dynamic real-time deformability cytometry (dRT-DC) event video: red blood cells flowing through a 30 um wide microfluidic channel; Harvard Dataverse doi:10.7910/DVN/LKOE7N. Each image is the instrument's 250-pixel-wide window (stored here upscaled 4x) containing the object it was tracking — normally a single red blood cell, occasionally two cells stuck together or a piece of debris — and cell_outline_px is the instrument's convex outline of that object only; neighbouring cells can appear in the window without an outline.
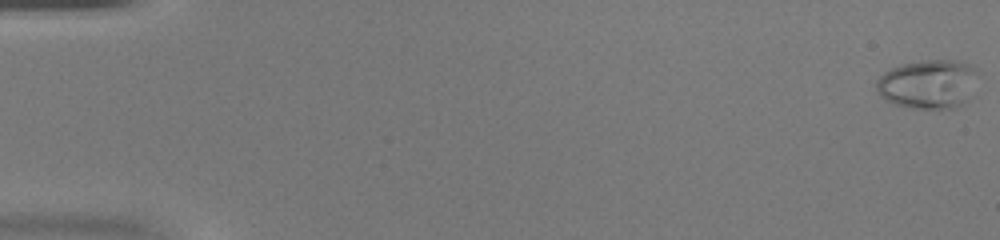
{"species": "common noctule bat (a hibernating species)", "species_latin": "Nyctalus noctula", "temperature_condition": "warm", "stored_images_in_passage": 48, "camera_frame_rate_fps": 3000, "um_per_image_px": 0.085, "animal": {"sex": "female", "body_mass_g": 20.0, "forearm_length_mm": 54.0}, "frame": {"image": 1, "passage_image": 1, "time_ms": 0.0, "image_size_px": [1000, 240], "cell_outline_px": [[972, 72], [964, 104], [956, 108], [912, 108], [896, 104], [880, 96], [876, 88], [876, 80], [884, 72], [900, 64], [920, 60], [960, 60], [968, 64], [972, 68]], "centroid_in_image_um": [78.75, 7.14], "position_along_channel_um": 6.3, "area_um2": 27.98}}
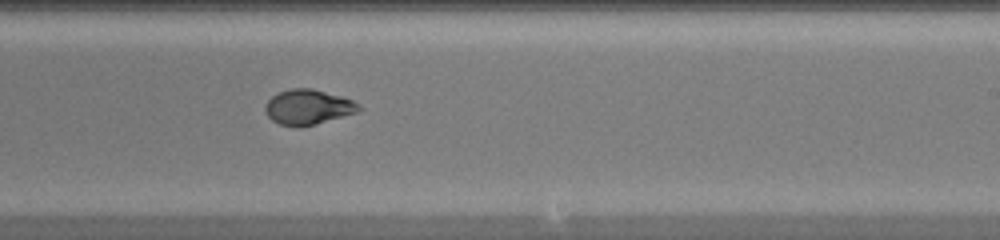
{"frame": {"image": 2, "passage_image": 30, "time_ms": 9.667, "image_size_px": [1000, 240], "cell_outline_px": [[364, 108], [356, 112], [316, 124], [300, 128], [280, 124], [272, 120], [268, 116], [264, 108], [268, 100], [272, 96], [280, 92], [292, 88], [312, 88], [344, 96], [360, 104]], "centroid_in_image_um": [26.21, 9.1], "position_along_channel_um": 262.8, "area_um2": 19.25}}
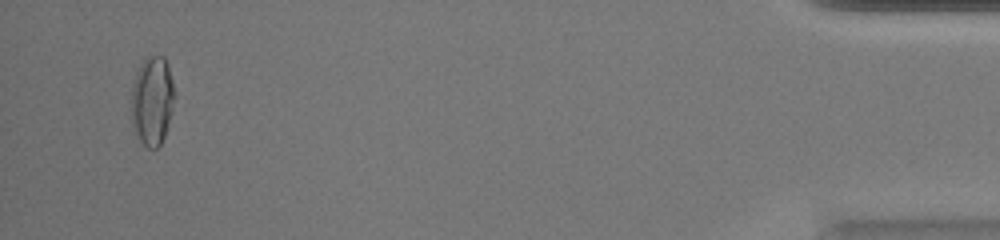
{"frame": {"image": 3, "passage_image": 46, "time_ms": 15.0, "image_size_px": [1000, 240], "cell_outline_px": [[172, 112], [164, 136], [160, 144], [156, 148], [148, 148], [140, 140], [132, 128], [132, 84], [136, 72], [140, 64], [148, 56], [164, 56], [168, 64], [172, 80]], "centroid_in_image_um": [12.91, 8.55], "position_along_channel_um": 422.3, "area_um2": 22.08}}